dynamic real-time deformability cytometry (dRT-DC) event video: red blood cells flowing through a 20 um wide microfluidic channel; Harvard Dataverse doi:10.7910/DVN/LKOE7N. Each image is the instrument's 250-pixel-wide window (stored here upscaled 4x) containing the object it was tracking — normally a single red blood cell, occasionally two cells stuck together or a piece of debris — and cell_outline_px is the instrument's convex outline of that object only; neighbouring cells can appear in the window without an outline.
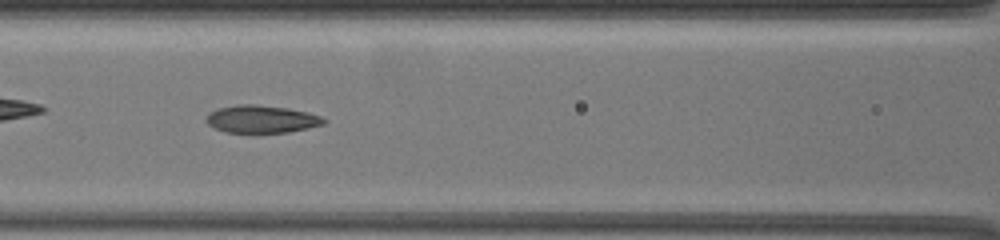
{"species": "common noctule bat (a hibernating species)", "species_latin": "Nyctalus noctula", "temperature_condition": "warm", "stored_images_in_passage": 39, "camera_frame_rate_fps": 3000, "um_per_image_px": 0.085, "animal": {"sex": "female", "body_mass_g": 19.5, "forearm_length_mm": 54.1}, "frame": {"image": 1, "passage_image": 6, "time_ms": 2.667, "image_size_px": [1000, 240], "cell_outline_px": [[328, 120], [324, 124], [308, 128], [288, 132], [260, 136], [256, 136], [224, 132], [208, 124], [204, 120], [212, 112], [220, 108], [236, 104], [256, 104], [288, 108], [320, 116]], "centroid_in_image_um": [22.22, 10.18], "position_along_channel_um": 144.4, "area_um2": 19.65}}
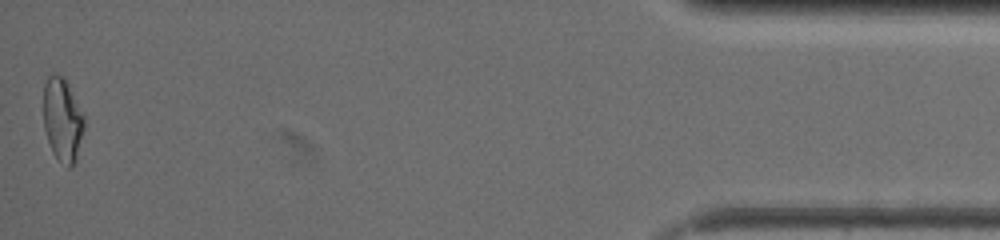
{"frame": {"image": 2, "passage_image": 39, "time_ms": 13.0, "image_size_px": [1000, 240], "cell_outline_px": [[84, 128], [76, 160], [72, 168], [68, 168], [52, 152], [44, 128], [44, 84], [48, 76], [64, 76], [84, 116]], "centroid_in_image_um": [5.32, 10.2], "position_along_channel_um": 429.9, "area_um2": 19.54}, "authors_computed_cell_mechanics": {"area_um2": 18.7272, "velocity_mm_per_s": 3.497, "shape_relaxation_time_tau1_ms": null, "shape_relaxation_time_tau2_ms": 2.034, "deformation_change_tau1": null, "deformation_change_tau2": 0.0808}}